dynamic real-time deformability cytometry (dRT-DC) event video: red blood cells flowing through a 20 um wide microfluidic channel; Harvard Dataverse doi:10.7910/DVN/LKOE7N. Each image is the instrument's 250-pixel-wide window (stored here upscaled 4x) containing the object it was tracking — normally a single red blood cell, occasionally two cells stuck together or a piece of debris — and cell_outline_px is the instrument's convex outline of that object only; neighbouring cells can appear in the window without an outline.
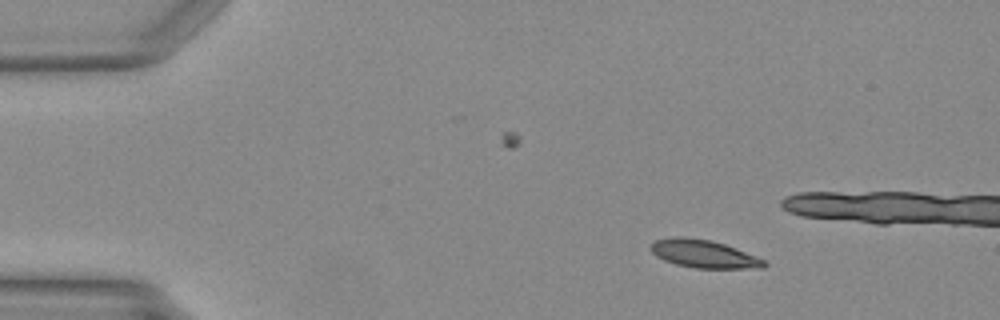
{"species": "Egyptian fruit bat (a non-hibernating species)", "species_latin": "Rousettus aegyptiacus", "temperature_condition": "warm", "stored_images_in_passage": 33, "camera_frame_rate_fps": 3000, "um_per_image_px": 0.085, "animal": {"sex": "female"}, "frame": {"image": 1, "passage_image": 1, "time_ms": 0.0, "image_size_px": [1000, 320], "cell_outline_px": [[768, 264], [764, 268], [696, 268], [676, 264], [664, 260], [656, 256], [652, 252], [652, 244], [656, 240], [672, 236], [684, 236], [712, 240], [736, 248], [756, 256], [764, 260]], "centroid_in_image_um": [59.84, 21.57], "position_along_channel_um": 25.2, "area_um2": 18.44}}
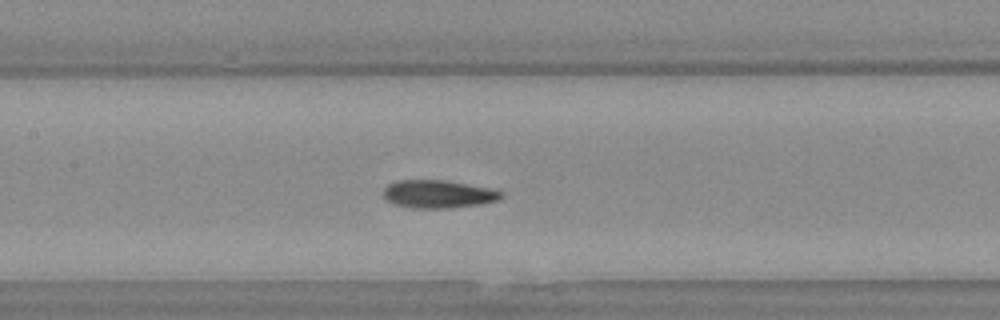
{"frame": {"image": 2, "passage_image": 17, "time_ms": 5.333, "image_size_px": [1000, 320], "cell_outline_px": [[504, 196], [500, 200], [480, 204], [448, 208], [412, 208], [392, 204], [384, 196], [384, 188], [388, 184], [396, 180], [444, 180], [488, 188], [504, 192]], "centroid_in_image_um": [37.24, 16.5], "position_along_channel_um": 170.2, "area_um2": 19.19}}
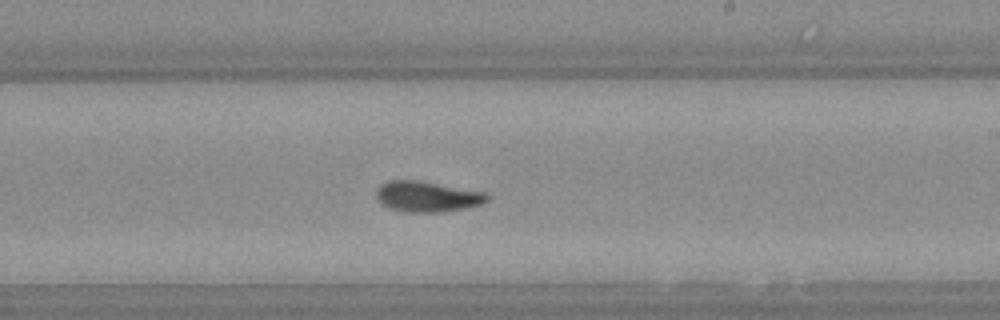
{"frame": {"image": 3, "passage_image": 23, "time_ms": 7.333, "image_size_px": [1000, 320], "cell_outline_px": [[488, 200], [480, 204], [464, 208], [440, 212], [404, 212], [388, 208], [376, 200], [376, 188], [380, 184], [388, 180], [416, 180], [484, 192], [488, 196]], "centroid_in_image_um": [36.22, 16.71], "position_along_channel_um": 252.8, "area_um2": 19.71}}